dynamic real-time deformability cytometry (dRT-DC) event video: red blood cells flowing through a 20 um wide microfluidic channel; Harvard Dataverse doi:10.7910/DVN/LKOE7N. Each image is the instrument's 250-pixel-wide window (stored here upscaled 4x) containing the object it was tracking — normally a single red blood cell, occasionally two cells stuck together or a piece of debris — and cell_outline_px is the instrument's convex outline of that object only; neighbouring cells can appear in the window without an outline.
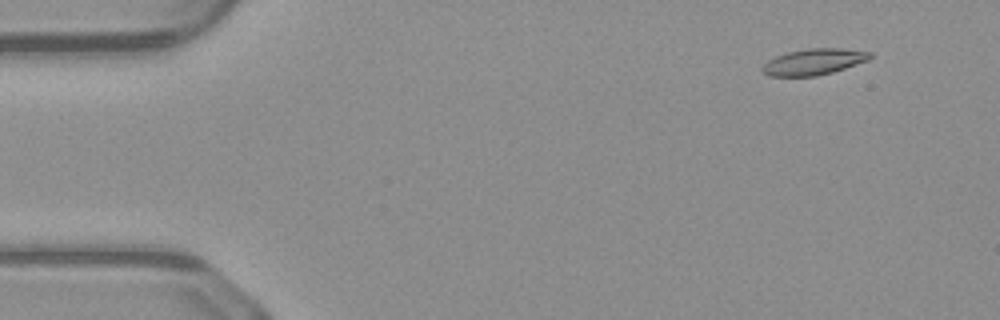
{"species": "common noctule bat (a hibernating species)", "species_latin": "Nyctalus noctula", "temperature_condition": "warm", "stored_images_in_passage": 51, "camera_frame_rate_fps": 3000, "um_per_image_px": 0.085, "animal": {"sex": "male", "body_mass_g": 23.1, "forearm_length_mm": 52.7}, "frame": {"image": 1, "passage_image": 5, "time_ms": 1.333, "image_size_px": [1000, 320], "cell_outline_px": [[872, 56], [868, 60], [832, 72], [816, 76], [768, 76], [760, 68], [768, 60], [776, 56], [788, 52], [808, 48], [840, 48], [872, 52]], "centroid_in_image_um": [69.16, 5.25], "position_along_channel_um": 15.8, "area_um2": 16.3}}
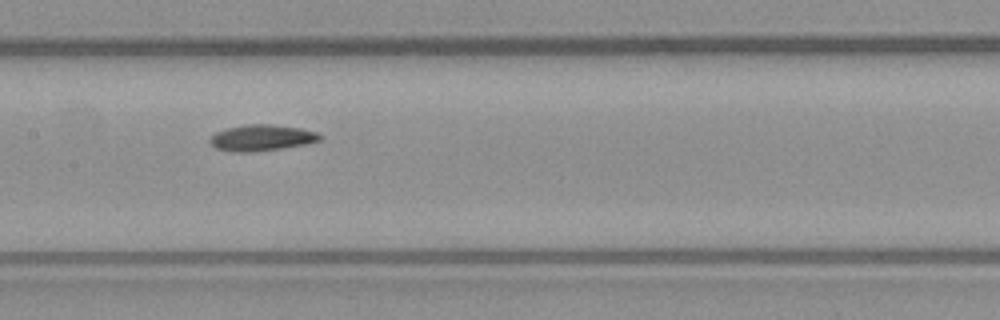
{"frame": {"image": 2, "passage_image": 25, "time_ms": 8.0, "image_size_px": [1000, 320], "cell_outline_px": [[320, 140], [304, 144], [280, 148], [248, 152], [236, 152], [216, 148], [208, 140], [216, 132], [228, 128], [244, 124], [268, 124], [300, 128], [316, 132], [320, 136]], "centroid_in_image_um": [22.2, 11.7], "position_along_channel_um": 185.2, "area_um2": 16.36}}
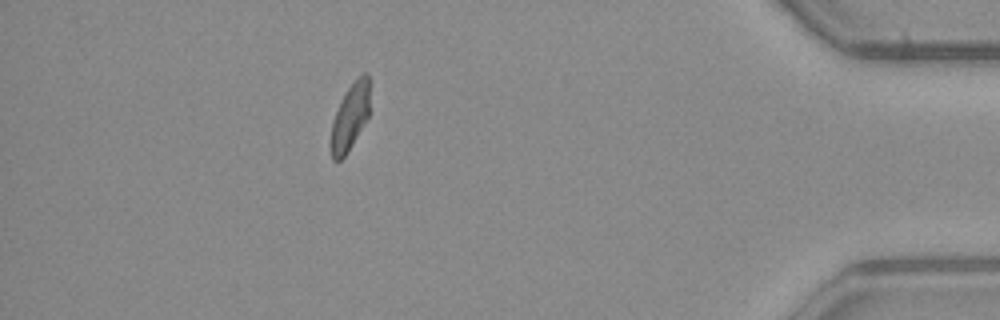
{"frame": {"image": 3, "passage_image": 45, "time_ms": 14.667, "image_size_px": [1000, 320], "cell_outline_px": [[368, 116], [344, 156], [340, 160], [332, 160], [332, 120], [348, 88], [364, 72], [368, 72]], "centroid_in_image_um": [29.75, 9.92], "position_along_channel_um": 405.4, "area_um2": 14.05}}